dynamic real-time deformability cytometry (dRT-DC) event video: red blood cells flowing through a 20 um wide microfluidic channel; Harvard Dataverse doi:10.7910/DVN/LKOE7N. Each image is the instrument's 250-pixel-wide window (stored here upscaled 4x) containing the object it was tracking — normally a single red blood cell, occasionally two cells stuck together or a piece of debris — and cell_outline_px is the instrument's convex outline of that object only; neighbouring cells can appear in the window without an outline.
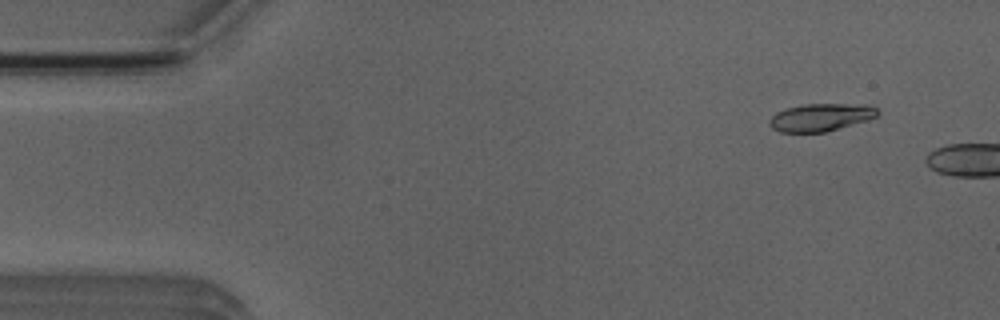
{"species": "Egyptian fruit bat (a non-hibernating species)", "species_latin": "Rousettus aegyptiacus", "temperature_condition": "room temperature", "stored_images_in_passage": 2, "camera_frame_rate_fps": 3000, "um_per_image_px": 0.085, "animal": {"sex": "male"}, "frame": {"image": 1, "passage_image": 1, "time_ms": 0.0, "image_size_px": [1000, 320], "cell_outline_px": [[880, 112], [876, 116], [868, 120], [824, 132], [780, 132], [772, 128], [768, 124], [768, 120], [776, 112], [784, 108], [804, 104], [872, 104]], "centroid_in_image_um": [69.76, 9.96], "position_along_channel_um": 15.2, "area_um2": 17.57}}